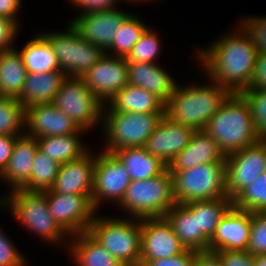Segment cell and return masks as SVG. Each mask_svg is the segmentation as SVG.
I'll return each mask as SVG.
<instances>
[{
    "mask_svg": "<svg viewBox=\"0 0 266 266\" xmlns=\"http://www.w3.org/2000/svg\"><path fill=\"white\" fill-rule=\"evenodd\" d=\"M236 31L198 51L197 57L206 76L230 93H242L250 86L258 56L256 46L245 30L238 25Z\"/></svg>",
    "mask_w": 266,
    "mask_h": 266,
    "instance_id": "obj_1",
    "label": "cell"
},
{
    "mask_svg": "<svg viewBox=\"0 0 266 266\" xmlns=\"http://www.w3.org/2000/svg\"><path fill=\"white\" fill-rule=\"evenodd\" d=\"M203 130L225 156L260 141L251 107L242 93H230Z\"/></svg>",
    "mask_w": 266,
    "mask_h": 266,
    "instance_id": "obj_2",
    "label": "cell"
},
{
    "mask_svg": "<svg viewBox=\"0 0 266 266\" xmlns=\"http://www.w3.org/2000/svg\"><path fill=\"white\" fill-rule=\"evenodd\" d=\"M208 85H176L165 104V116L176 124L203 130L230 92L216 82Z\"/></svg>",
    "mask_w": 266,
    "mask_h": 266,
    "instance_id": "obj_3",
    "label": "cell"
},
{
    "mask_svg": "<svg viewBox=\"0 0 266 266\" xmlns=\"http://www.w3.org/2000/svg\"><path fill=\"white\" fill-rule=\"evenodd\" d=\"M97 216L95 215L87 232L122 265L139 266L141 258L140 219Z\"/></svg>",
    "mask_w": 266,
    "mask_h": 266,
    "instance_id": "obj_4",
    "label": "cell"
},
{
    "mask_svg": "<svg viewBox=\"0 0 266 266\" xmlns=\"http://www.w3.org/2000/svg\"><path fill=\"white\" fill-rule=\"evenodd\" d=\"M176 204L173 195V178L168 168L160 175L129 184L118 205L132 218L165 217Z\"/></svg>",
    "mask_w": 266,
    "mask_h": 266,
    "instance_id": "obj_5",
    "label": "cell"
},
{
    "mask_svg": "<svg viewBox=\"0 0 266 266\" xmlns=\"http://www.w3.org/2000/svg\"><path fill=\"white\" fill-rule=\"evenodd\" d=\"M0 199V206L8 205L12 216L41 239L54 245L70 237L51 216L45 191L18 189Z\"/></svg>",
    "mask_w": 266,
    "mask_h": 266,
    "instance_id": "obj_6",
    "label": "cell"
},
{
    "mask_svg": "<svg viewBox=\"0 0 266 266\" xmlns=\"http://www.w3.org/2000/svg\"><path fill=\"white\" fill-rule=\"evenodd\" d=\"M107 107V108H106ZM165 113H130L103 107V151L112 153L129 147H143Z\"/></svg>",
    "mask_w": 266,
    "mask_h": 266,
    "instance_id": "obj_7",
    "label": "cell"
},
{
    "mask_svg": "<svg viewBox=\"0 0 266 266\" xmlns=\"http://www.w3.org/2000/svg\"><path fill=\"white\" fill-rule=\"evenodd\" d=\"M177 204L225 198V162H209L181 171H170Z\"/></svg>",
    "mask_w": 266,
    "mask_h": 266,
    "instance_id": "obj_8",
    "label": "cell"
},
{
    "mask_svg": "<svg viewBox=\"0 0 266 266\" xmlns=\"http://www.w3.org/2000/svg\"><path fill=\"white\" fill-rule=\"evenodd\" d=\"M66 32L41 33L57 57L60 71L68 77H82L105 53L83 39L70 24Z\"/></svg>",
    "mask_w": 266,
    "mask_h": 266,
    "instance_id": "obj_9",
    "label": "cell"
},
{
    "mask_svg": "<svg viewBox=\"0 0 266 266\" xmlns=\"http://www.w3.org/2000/svg\"><path fill=\"white\" fill-rule=\"evenodd\" d=\"M53 104L85 132L97 126L98 122L102 123L104 104L87 87L82 77L66 76Z\"/></svg>",
    "mask_w": 266,
    "mask_h": 266,
    "instance_id": "obj_10",
    "label": "cell"
},
{
    "mask_svg": "<svg viewBox=\"0 0 266 266\" xmlns=\"http://www.w3.org/2000/svg\"><path fill=\"white\" fill-rule=\"evenodd\" d=\"M98 154L94 166L91 195L96 211L105 200L117 203L118 207L131 183L129 172L113 153L102 150Z\"/></svg>",
    "mask_w": 266,
    "mask_h": 266,
    "instance_id": "obj_11",
    "label": "cell"
},
{
    "mask_svg": "<svg viewBox=\"0 0 266 266\" xmlns=\"http://www.w3.org/2000/svg\"><path fill=\"white\" fill-rule=\"evenodd\" d=\"M46 199L51 216L69 236L87 231L97 214L91 195H62L48 189Z\"/></svg>",
    "mask_w": 266,
    "mask_h": 266,
    "instance_id": "obj_12",
    "label": "cell"
},
{
    "mask_svg": "<svg viewBox=\"0 0 266 266\" xmlns=\"http://www.w3.org/2000/svg\"><path fill=\"white\" fill-rule=\"evenodd\" d=\"M266 171V150L257 142L226 156V191L233 201L260 174Z\"/></svg>",
    "mask_w": 266,
    "mask_h": 266,
    "instance_id": "obj_13",
    "label": "cell"
},
{
    "mask_svg": "<svg viewBox=\"0 0 266 266\" xmlns=\"http://www.w3.org/2000/svg\"><path fill=\"white\" fill-rule=\"evenodd\" d=\"M82 78L92 93L105 105L129 84L127 59L104 53Z\"/></svg>",
    "mask_w": 266,
    "mask_h": 266,
    "instance_id": "obj_14",
    "label": "cell"
},
{
    "mask_svg": "<svg viewBox=\"0 0 266 266\" xmlns=\"http://www.w3.org/2000/svg\"><path fill=\"white\" fill-rule=\"evenodd\" d=\"M128 15L129 13L116 8L96 10L80 13L70 23L83 39L106 53Z\"/></svg>",
    "mask_w": 266,
    "mask_h": 266,
    "instance_id": "obj_15",
    "label": "cell"
},
{
    "mask_svg": "<svg viewBox=\"0 0 266 266\" xmlns=\"http://www.w3.org/2000/svg\"><path fill=\"white\" fill-rule=\"evenodd\" d=\"M140 229V261L170 258L186 251L165 217L142 218L140 219Z\"/></svg>",
    "mask_w": 266,
    "mask_h": 266,
    "instance_id": "obj_16",
    "label": "cell"
},
{
    "mask_svg": "<svg viewBox=\"0 0 266 266\" xmlns=\"http://www.w3.org/2000/svg\"><path fill=\"white\" fill-rule=\"evenodd\" d=\"M195 129L176 124L164 115L144 144V149L169 164L190 142Z\"/></svg>",
    "mask_w": 266,
    "mask_h": 266,
    "instance_id": "obj_17",
    "label": "cell"
},
{
    "mask_svg": "<svg viewBox=\"0 0 266 266\" xmlns=\"http://www.w3.org/2000/svg\"><path fill=\"white\" fill-rule=\"evenodd\" d=\"M26 134L35 138L84 133L75 122L53 103L26 108Z\"/></svg>",
    "mask_w": 266,
    "mask_h": 266,
    "instance_id": "obj_18",
    "label": "cell"
},
{
    "mask_svg": "<svg viewBox=\"0 0 266 266\" xmlns=\"http://www.w3.org/2000/svg\"><path fill=\"white\" fill-rule=\"evenodd\" d=\"M251 229V213L232 206L219 222L209 251L247 250Z\"/></svg>",
    "mask_w": 266,
    "mask_h": 266,
    "instance_id": "obj_19",
    "label": "cell"
},
{
    "mask_svg": "<svg viewBox=\"0 0 266 266\" xmlns=\"http://www.w3.org/2000/svg\"><path fill=\"white\" fill-rule=\"evenodd\" d=\"M96 155L88 151L82 157L60 164L55 183V193L67 195H92Z\"/></svg>",
    "mask_w": 266,
    "mask_h": 266,
    "instance_id": "obj_20",
    "label": "cell"
},
{
    "mask_svg": "<svg viewBox=\"0 0 266 266\" xmlns=\"http://www.w3.org/2000/svg\"><path fill=\"white\" fill-rule=\"evenodd\" d=\"M38 147L37 138L24 133L16 137L12 155L1 179L11 186V191L23 189L30 181L33 161Z\"/></svg>",
    "mask_w": 266,
    "mask_h": 266,
    "instance_id": "obj_21",
    "label": "cell"
},
{
    "mask_svg": "<svg viewBox=\"0 0 266 266\" xmlns=\"http://www.w3.org/2000/svg\"><path fill=\"white\" fill-rule=\"evenodd\" d=\"M217 142L204 130H197L187 146L168 164L169 171H181L209 162H225Z\"/></svg>",
    "mask_w": 266,
    "mask_h": 266,
    "instance_id": "obj_22",
    "label": "cell"
},
{
    "mask_svg": "<svg viewBox=\"0 0 266 266\" xmlns=\"http://www.w3.org/2000/svg\"><path fill=\"white\" fill-rule=\"evenodd\" d=\"M129 84L144 88L164 104L174 92L177 82L155 63L127 62Z\"/></svg>",
    "mask_w": 266,
    "mask_h": 266,
    "instance_id": "obj_23",
    "label": "cell"
},
{
    "mask_svg": "<svg viewBox=\"0 0 266 266\" xmlns=\"http://www.w3.org/2000/svg\"><path fill=\"white\" fill-rule=\"evenodd\" d=\"M197 216L198 251L209 250V241L213 238L216 228L233 206V201L226 196L211 200L193 201L185 204Z\"/></svg>",
    "mask_w": 266,
    "mask_h": 266,
    "instance_id": "obj_24",
    "label": "cell"
},
{
    "mask_svg": "<svg viewBox=\"0 0 266 266\" xmlns=\"http://www.w3.org/2000/svg\"><path fill=\"white\" fill-rule=\"evenodd\" d=\"M66 76L62 71L27 73L22 92L17 100L25 109L30 106L53 103Z\"/></svg>",
    "mask_w": 266,
    "mask_h": 266,
    "instance_id": "obj_25",
    "label": "cell"
},
{
    "mask_svg": "<svg viewBox=\"0 0 266 266\" xmlns=\"http://www.w3.org/2000/svg\"><path fill=\"white\" fill-rule=\"evenodd\" d=\"M70 238L68 251L77 266H124L87 231Z\"/></svg>",
    "mask_w": 266,
    "mask_h": 266,
    "instance_id": "obj_26",
    "label": "cell"
},
{
    "mask_svg": "<svg viewBox=\"0 0 266 266\" xmlns=\"http://www.w3.org/2000/svg\"><path fill=\"white\" fill-rule=\"evenodd\" d=\"M108 107L111 110L130 113H165V104L157 96L130 84L124 86L110 100Z\"/></svg>",
    "mask_w": 266,
    "mask_h": 266,
    "instance_id": "obj_27",
    "label": "cell"
},
{
    "mask_svg": "<svg viewBox=\"0 0 266 266\" xmlns=\"http://www.w3.org/2000/svg\"><path fill=\"white\" fill-rule=\"evenodd\" d=\"M129 172L131 181L152 178L162 174L168 165L148 153L144 147H129L112 152Z\"/></svg>",
    "mask_w": 266,
    "mask_h": 266,
    "instance_id": "obj_28",
    "label": "cell"
},
{
    "mask_svg": "<svg viewBox=\"0 0 266 266\" xmlns=\"http://www.w3.org/2000/svg\"><path fill=\"white\" fill-rule=\"evenodd\" d=\"M26 76L27 70L17 49L0 52V96L18 98Z\"/></svg>",
    "mask_w": 266,
    "mask_h": 266,
    "instance_id": "obj_29",
    "label": "cell"
},
{
    "mask_svg": "<svg viewBox=\"0 0 266 266\" xmlns=\"http://www.w3.org/2000/svg\"><path fill=\"white\" fill-rule=\"evenodd\" d=\"M27 73L60 71L57 57L49 41L38 33L19 51Z\"/></svg>",
    "mask_w": 266,
    "mask_h": 266,
    "instance_id": "obj_30",
    "label": "cell"
},
{
    "mask_svg": "<svg viewBox=\"0 0 266 266\" xmlns=\"http://www.w3.org/2000/svg\"><path fill=\"white\" fill-rule=\"evenodd\" d=\"M80 134L37 138L39 150L59 164L78 159L89 151L81 142Z\"/></svg>",
    "mask_w": 266,
    "mask_h": 266,
    "instance_id": "obj_31",
    "label": "cell"
},
{
    "mask_svg": "<svg viewBox=\"0 0 266 266\" xmlns=\"http://www.w3.org/2000/svg\"><path fill=\"white\" fill-rule=\"evenodd\" d=\"M186 250L198 252L197 216L185 204H175L165 215Z\"/></svg>",
    "mask_w": 266,
    "mask_h": 266,
    "instance_id": "obj_32",
    "label": "cell"
},
{
    "mask_svg": "<svg viewBox=\"0 0 266 266\" xmlns=\"http://www.w3.org/2000/svg\"><path fill=\"white\" fill-rule=\"evenodd\" d=\"M136 15L131 13L125 18L119 31L117 32L113 45L108 49L107 52L111 56L127 58L131 53L133 46L140 40L144 31L148 28ZM112 49V50H111ZM114 53V54H113Z\"/></svg>",
    "mask_w": 266,
    "mask_h": 266,
    "instance_id": "obj_33",
    "label": "cell"
},
{
    "mask_svg": "<svg viewBox=\"0 0 266 266\" xmlns=\"http://www.w3.org/2000/svg\"><path fill=\"white\" fill-rule=\"evenodd\" d=\"M25 118L26 109L17 98L0 96V135H23Z\"/></svg>",
    "mask_w": 266,
    "mask_h": 266,
    "instance_id": "obj_34",
    "label": "cell"
},
{
    "mask_svg": "<svg viewBox=\"0 0 266 266\" xmlns=\"http://www.w3.org/2000/svg\"><path fill=\"white\" fill-rule=\"evenodd\" d=\"M60 164L49 158L39 149L33 161L29 183L23 188L29 191H45L51 189L58 175Z\"/></svg>",
    "mask_w": 266,
    "mask_h": 266,
    "instance_id": "obj_35",
    "label": "cell"
},
{
    "mask_svg": "<svg viewBox=\"0 0 266 266\" xmlns=\"http://www.w3.org/2000/svg\"><path fill=\"white\" fill-rule=\"evenodd\" d=\"M233 206L250 213L266 212V171L233 200Z\"/></svg>",
    "mask_w": 266,
    "mask_h": 266,
    "instance_id": "obj_36",
    "label": "cell"
},
{
    "mask_svg": "<svg viewBox=\"0 0 266 266\" xmlns=\"http://www.w3.org/2000/svg\"><path fill=\"white\" fill-rule=\"evenodd\" d=\"M149 27L144 31L140 40L133 46L127 62L156 63L160 52V38ZM160 53V54H159Z\"/></svg>",
    "mask_w": 266,
    "mask_h": 266,
    "instance_id": "obj_37",
    "label": "cell"
},
{
    "mask_svg": "<svg viewBox=\"0 0 266 266\" xmlns=\"http://www.w3.org/2000/svg\"><path fill=\"white\" fill-rule=\"evenodd\" d=\"M252 111L255 129L260 138L266 136V88L246 89L242 92Z\"/></svg>",
    "mask_w": 266,
    "mask_h": 266,
    "instance_id": "obj_38",
    "label": "cell"
},
{
    "mask_svg": "<svg viewBox=\"0 0 266 266\" xmlns=\"http://www.w3.org/2000/svg\"><path fill=\"white\" fill-rule=\"evenodd\" d=\"M247 250L252 255H266V212L251 213V229Z\"/></svg>",
    "mask_w": 266,
    "mask_h": 266,
    "instance_id": "obj_39",
    "label": "cell"
},
{
    "mask_svg": "<svg viewBox=\"0 0 266 266\" xmlns=\"http://www.w3.org/2000/svg\"><path fill=\"white\" fill-rule=\"evenodd\" d=\"M250 36L256 46L257 53H266V16L247 17L239 24Z\"/></svg>",
    "mask_w": 266,
    "mask_h": 266,
    "instance_id": "obj_40",
    "label": "cell"
},
{
    "mask_svg": "<svg viewBox=\"0 0 266 266\" xmlns=\"http://www.w3.org/2000/svg\"><path fill=\"white\" fill-rule=\"evenodd\" d=\"M10 240L0 229V266H26L27 258Z\"/></svg>",
    "mask_w": 266,
    "mask_h": 266,
    "instance_id": "obj_41",
    "label": "cell"
},
{
    "mask_svg": "<svg viewBox=\"0 0 266 266\" xmlns=\"http://www.w3.org/2000/svg\"><path fill=\"white\" fill-rule=\"evenodd\" d=\"M216 253L219 255L222 266H254L255 256L248 250H218Z\"/></svg>",
    "mask_w": 266,
    "mask_h": 266,
    "instance_id": "obj_42",
    "label": "cell"
},
{
    "mask_svg": "<svg viewBox=\"0 0 266 266\" xmlns=\"http://www.w3.org/2000/svg\"><path fill=\"white\" fill-rule=\"evenodd\" d=\"M195 252L196 251L186 250L184 253L170 258L139 261V266H192Z\"/></svg>",
    "mask_w": 266,
    "mask_h": 266,
    "instance_id": "obj_43",
    "label": "cell"
},
{
    "mask_svg": "<svg viewBox=\"0 0 266 266\" xmlns=\"http://www.w3.org/2000/svg\"><path fill=\"white\" fill-rule=\"evenodd\" d=\"M18 24L13 20L0 18V52L14 48L12 43L18 33Z\"/></svg>",
    "mask_w": 266,
    "mask_h": 266,
    "instance_id": "obj_44",
    "label": "cell"
},
{
    "mask_svg": "<svg viewBox=\"0 0 266 266\" xmlns=\"http://www.w3.org/2000/svg\"><path fill=\"white\" fill-rule=\"evenodd\" d=\"M72 2V4H75V6L82 8L81 13H86L89 11H96V10H107L116 8L115 4H117V1L120 0H69Z\"/></svg>",
    "mask_w": 266,
    "mask_h": 266,
    "instance_id": "obj_45",
    "label": "cell"
},
{
    "mask_svg": "<svg viewBox=\"0 0 266 266\" xmlns=\"http://www.w3.org/2000/svg\"><path fill=\"white\" fill-rule=\"evenodd\" d=\"M252 88H266V53L258 54L256 58L253 78L247 89Z\"/></svg>",
    "mask_w": 266,
    "mask_h": 266,
    "instance_id": "obj_46",
    "label": "cell"
},
{
    "mask_svg": "<svg viewBox=\"0 0 266 266\" xmlns=\"http://www.w3.org/2000/svg\"><path fill=\"white\" fill-rule=\"evenodd\" d=\"M17 136L0 135V175L9 163Z\"/></svg>",
    "mask_w": 266,
    "mask_h": 266,
    "instance_id": "obj_47",
    "label": "cell"
},
{
    "mask_svg": "<svg viewBox=\"0 0 266 266\" xmlns=\"http://www.w3.org/2000/svg\"><path fill=\"white\" fill-rule=\"evenodd\" d=\"M192 266H222L219 255L214 251H198L194 254Z\"/></svg>",
    "mask_w": 266,
    "mask_h": 266,
    "instance_id": "obj_48",
    "label": "cell"
},
{
    "mask_svg": "<svg viewBox=\"0 0 266 266\" xmlns=\"http://www.w3.org/2000/svg\"><path fill=\"white\" fill-rule=\"evenodd\" d=\"M21 0H0V18L19 21L17 13H19L21 6Z\"/></svg>",
    "mask_w": 266,
    "mask_h": 266,
    "instance_id": "obj_49",
    "label": "cell"
},
{
    "mask_svg": "<svg viewBox=\"0 0 266 266\" xmlns=\"http://www.w3.org/2000/svg\"><path fill=\"white\" fill-rule=\"evenodd\" d=\"M254 266H266V255H255Z\"/></svg>",
    "mask_w": 266,
    "mask_h": 266,
    "instance_id": "obj_50",
    "label": "cell"
},
{
    "mask_svg": "<svg viewBox=\"0 0 266 266\" xmlns=\"http://www.w3.org/2000/svg\"><path fill=\"white\" fill-rule=\"evenodd\" d=\"M259 142L265 147V150H266V136L260 138V141Z\"/></svg>",
    "mask_w": 266,
    "mask_h": 266,
    "instance_id": "obj_51",
    "label": "cell"
},
{
    "mask_svg": "<svg viewBox=\"0 0 266 266\" xmlns=\"http://www.w3.org/2000/svg\"><path fill=\"white\" fill-rule=\"evenodd\" d=\"M125 1H126V2H127V1H130V2L133 1V3H134V2H137V1H138V2H140V1H146V2H147V1H150V0H125ZM151 1H153V0H151Z\"/></svg>",
    "mask_w": 266,
    "mask_h": 266,
    "instance_id": "obj_52",
    "label": "cell"
}]
</instances>
